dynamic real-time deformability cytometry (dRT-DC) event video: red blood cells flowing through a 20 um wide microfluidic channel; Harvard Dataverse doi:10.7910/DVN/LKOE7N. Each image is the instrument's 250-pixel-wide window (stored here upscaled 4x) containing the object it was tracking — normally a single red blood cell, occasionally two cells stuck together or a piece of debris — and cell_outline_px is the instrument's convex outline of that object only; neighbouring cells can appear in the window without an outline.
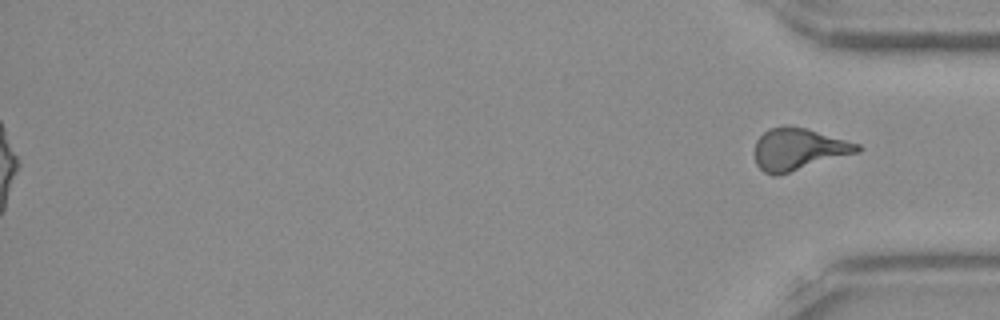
{"species": "Egyptian fruit bat (a non-hibernating species)", "species_latin": "Rousettus aegyptiacus", "temperature_condition": "room temperature", "stored_images_in_passage": 51, "segment_of_instrument_passage": [2, 2], "camera_frame_rate_fps": 3000, "um_per_image_px": 0.085, "frame": {"image": 1, "passage_image": 51, "time_ms": 16.667, "image_size_px": [1000, 320], "cell_outline_px": [[864, 148], [860, 152], [776, 176], [772, 176], [764, 172], [756, 164], [752, 152], [756, 140], [768, 128], [788, 124], [804, 128], [860, 144]], "centroid_in_image_um": [67.83, 12.68], "position_along_channel_um": 367.4, "area_um2": 25.43}}